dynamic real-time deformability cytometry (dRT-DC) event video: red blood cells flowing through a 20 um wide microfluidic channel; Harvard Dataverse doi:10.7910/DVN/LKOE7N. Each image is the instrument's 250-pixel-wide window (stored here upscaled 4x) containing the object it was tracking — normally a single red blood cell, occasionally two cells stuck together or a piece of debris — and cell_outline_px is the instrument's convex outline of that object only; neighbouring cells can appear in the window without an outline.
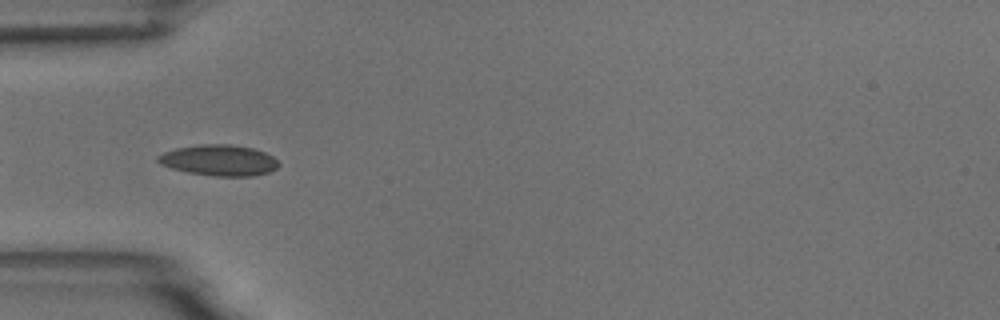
{"species": "common noctule bat (a hibernating species)", "species_latin": "Nyctalus noctula", "temperature_condition": "room temperature", "stored_images_in_passage": 8, "camera_frame_rate_fps": 3000, "um_per_image_px": 0.085, "animal": {"sex": "male", "body_mass_g": 18.8}, "frame": {"image": 1, "passage_image": 2, "time_ms": 0.333, "image_size_px": [1000, 320], "cell_outline_px": [[280, 164], [276, 168], [268, 172], [252, 176], [212, 176], [188, 172], [172, 168], [160, 164], [156, 160], [156, 156], [164, 152], [176, 148], [200, 144], [228, 144], [252, 148], [264, 152], [272, 156]], "centroid_in_image_um": [18.59, 13.62], "position_along_channel_um": 66.4, "area_um2": 21.68}}